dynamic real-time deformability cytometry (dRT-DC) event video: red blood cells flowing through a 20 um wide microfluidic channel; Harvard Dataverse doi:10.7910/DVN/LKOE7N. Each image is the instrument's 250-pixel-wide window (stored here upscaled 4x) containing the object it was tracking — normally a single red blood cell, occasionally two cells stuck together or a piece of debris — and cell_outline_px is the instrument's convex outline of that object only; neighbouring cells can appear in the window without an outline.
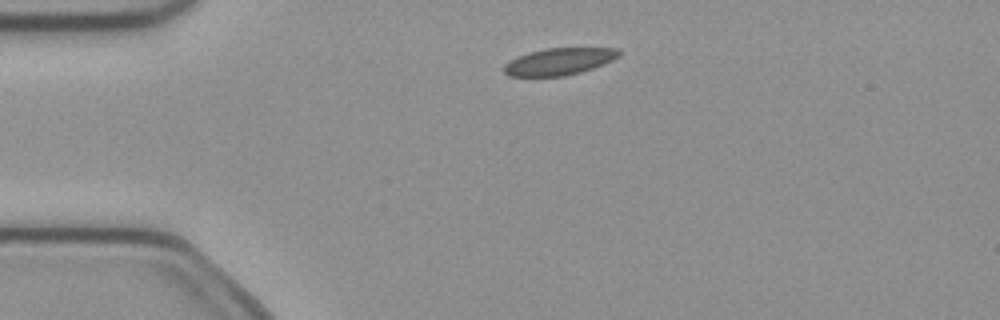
{"species": "common noctule bat (a hibernating species)", "species_latin": "Nyctalus noctula", "temperature_condition": "cold", "stored_images_in_passage": 3, "camera_frame_rate_fps": 3000, "um_per_image_px": 0.085, "animal": {"sex": "female", "body_mass_g": 21.9}, "frame": {"image": 1, "passage_image": 1, "time_ms": 0.0, "image_size_px": [1000, 320], "cell_outline_px": [[620, 56], [604, 64], [580, 72], [564, 76], [508, 76], [504, 72], [504, 64], [528, 52], [544, 48], [620, 48]], "centroid_in_image_um": [47.55, 5.22], "position_along_channel_um": 37.5, "area_um2": 17.98}}